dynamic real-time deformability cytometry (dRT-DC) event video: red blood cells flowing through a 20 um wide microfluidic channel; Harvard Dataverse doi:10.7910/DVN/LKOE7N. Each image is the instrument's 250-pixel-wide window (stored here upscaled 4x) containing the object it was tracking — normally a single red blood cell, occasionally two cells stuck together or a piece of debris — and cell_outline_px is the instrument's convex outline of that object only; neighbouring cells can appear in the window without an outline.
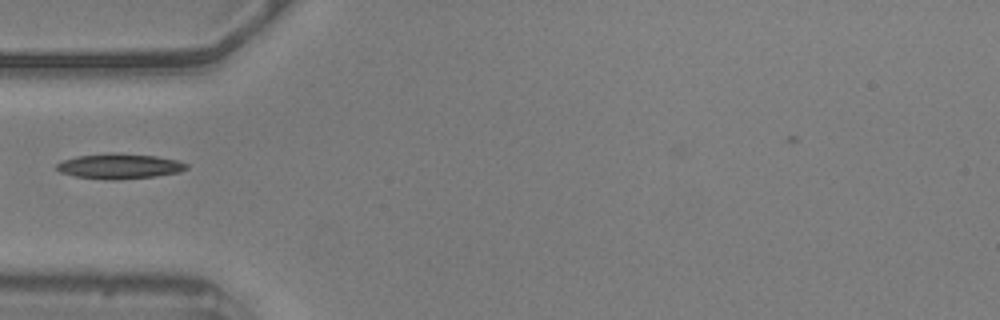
{"species": "common noctule bat (a hibernating species)", "species_latin": "Nyctalus noctula", "temperature_condition": "warm", "stored_images_in_passage": 38, "camera_frame_rate_fps": 3000, "um_per_image_px": 0.085, "animal": {"sex": "male", "body_mass_g": 20.5, "forearm_length_mm": 52.5}, "frame": {"image": 1, "passage_image": 1, "time_ms": 0.0, "image_size_px": [1000, 320], "cell_outline_px": [[188, 168], [180, 172], [156, 176], [112, 180], [76, 176], [60, 172], [56, 168], [56, 164], [64, 160], [76, 156], [108, 152], [116, 152], [156, 156], [180, 160], [188, 164]], "centroid_in_image_um": [10.19, 14.11], "position_along_channel_um": 74.8, "area_um2": 19.19}}